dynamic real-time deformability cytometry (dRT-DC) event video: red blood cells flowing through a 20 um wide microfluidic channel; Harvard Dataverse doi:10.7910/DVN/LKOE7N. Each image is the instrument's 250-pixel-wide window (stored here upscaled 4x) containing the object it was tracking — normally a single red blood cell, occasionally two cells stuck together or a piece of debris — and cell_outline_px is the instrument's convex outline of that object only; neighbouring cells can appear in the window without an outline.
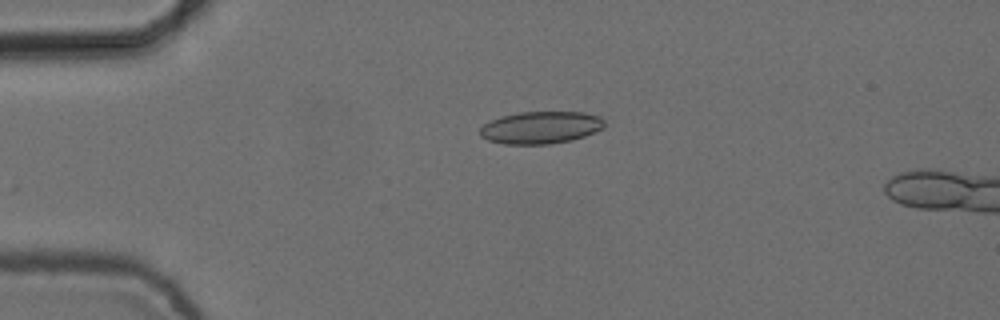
{"species": "common noctule bat (a hibernating species)", "species_latin": "Nyctalus noctula", "temperature_condition": "cold", "stored_images_in_passage": 3, "camera_frame_rate_fps": 3000, "um_per_image_px": 0.085, "animal": {"sex": "female", "body_mass_g": 24.6, "forearm_length_mm": 56.2}, "frame": {"image": 1, "passage_image": 3, "time_ms": 0.667, "image_size_px": [1000, 320], "cell_outline_px": [[604, 128], [584, 136], [572, 140], [548, 144], [504, 144], [488, 140], [480, 136], [480, 128], [484, 124], [492, 120], [504, 116], [520, 112], [584, 112], [600, 116], [604, 120]], "centroid_in_image_um": [45.98, 10.84], "position_along_channel_um": 39.0, "area_um2": 23.35}}